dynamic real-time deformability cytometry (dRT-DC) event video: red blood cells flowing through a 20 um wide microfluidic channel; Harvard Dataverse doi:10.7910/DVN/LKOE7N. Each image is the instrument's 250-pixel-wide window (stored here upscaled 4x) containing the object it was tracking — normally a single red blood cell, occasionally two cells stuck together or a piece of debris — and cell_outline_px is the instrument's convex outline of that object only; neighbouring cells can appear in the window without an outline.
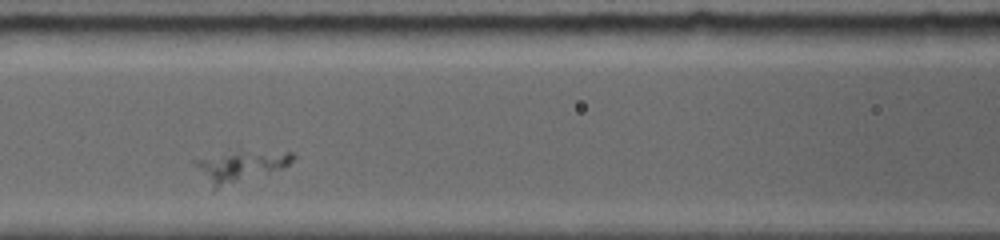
{"species": "common noctule bat (a hibernating species)", "species_latin": "Nyctalus noctula", "temperature_condition": "room temperature", "stored_images_in_passage": 12, "camera_frame_rate_fps": 5000, "um_per_image_px": 0.085, "animal": {"sex": "female", "body_mass_g": 19.0, "forearm_length_mm": 56.7}, "frame": {"image": 1, "passage_image": 3, "time_ms": 1.8, "image_size_px": [1000, 240], "cell_outline_px": [[296, 156], [288, 164], [280, 168], [212, 192], [192, 160], [240, 148], [292, 152]], "centroid_in_image_um": [20.37, 14.1], "position_along_channel_um": 146.2, "area_um2": 18.5}}
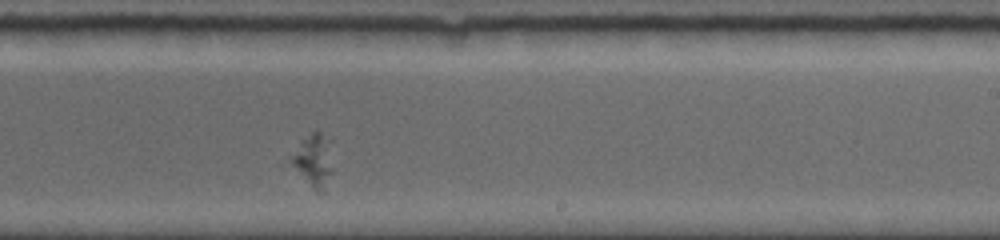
{"frame": {"image": 2, "passage_image": 6, "time_ms": 5.0, "image_size_px": [1000, 240], "cell_outline_px": [[332, 172], [324, 192], [316, 192], [284, 160], [300, 140], [316, 128], [324, 136]], "centroid_in_image_um": [26.5, 13.66], "position_along_channel_um": 262.5, "area_um2": 12.95}}
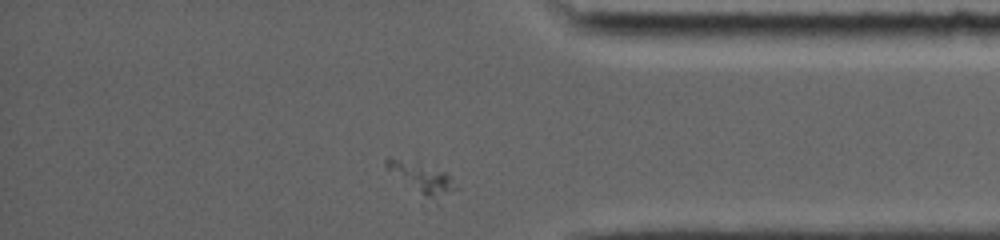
{"frame": {"image": 3, "passage_image": 12, "time_ms": 8.8, "image_size_px": [1000, 240], "cell_outline_px": [[460, 188], [440, 204], [420, 204], [384, 164], [384, 160], [388, 156], [448, 172]], "centroid_in_image_um": [35.94, 15.38], "position_along_channel_um": 399.3, "area_um2": 14.39}}